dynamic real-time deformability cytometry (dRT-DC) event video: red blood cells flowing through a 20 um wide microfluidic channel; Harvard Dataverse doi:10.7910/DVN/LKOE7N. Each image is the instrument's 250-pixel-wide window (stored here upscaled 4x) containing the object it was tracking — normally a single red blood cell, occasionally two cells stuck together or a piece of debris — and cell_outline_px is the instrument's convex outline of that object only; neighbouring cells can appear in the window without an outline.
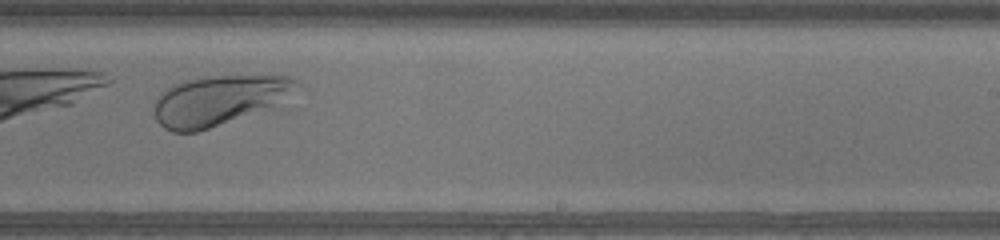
{"species": "human", "species_latin": "Homo sapiens", "temperature_condition": "warm", "stored_images_in_passage": 27, "camera_frame_rate_fps": 3000, "um_per_image_px": 0.085, "donor": {"sex": "male"}, "frame": {"image": 1, "passage_image": 20, "time_ms": 6.333, "image_size_px": [1000, 240], "cell_outline_px": [[300, 84], [272, 108], [196, 132], [172, 132], [164, 128], [156, 120], [156, 100], [160, 92], [172, 84], [184, 80], [208, 76], [288, 76], [296, 80]], "centroid_in_image_um": [18.57, 8.53], "position_along_channel_um": 270.4, "area_um2": 41.04}}